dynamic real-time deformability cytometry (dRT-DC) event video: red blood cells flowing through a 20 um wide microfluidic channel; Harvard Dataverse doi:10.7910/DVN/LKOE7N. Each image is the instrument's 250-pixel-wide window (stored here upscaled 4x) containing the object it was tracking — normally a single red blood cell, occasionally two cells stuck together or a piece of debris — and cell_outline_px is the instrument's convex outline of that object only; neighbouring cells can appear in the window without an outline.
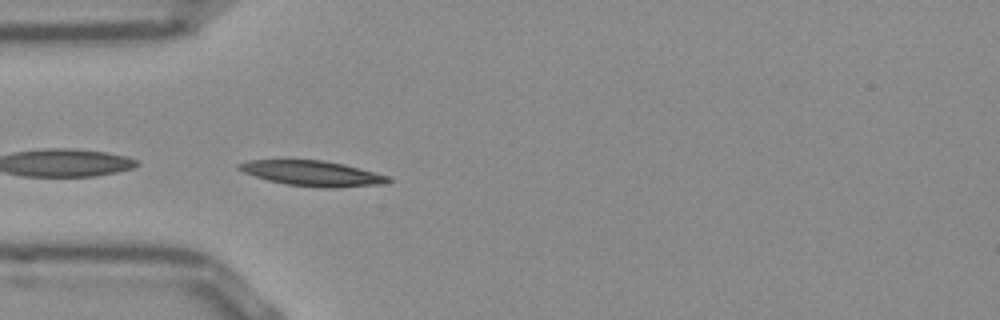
{"species": "Egyptian fruit bat (a non-hibernating species)", "species_latin": "Rousettus aegyptiacus", "temperature_condition": "room temperature", "stored_images_in_passage": 24, "camera_frame_rate_fps": 3000, "um_per_image_px": 0.085, "frame": {"image": 1, "passage_image": 1, "time_ms": 0.0, "image_size_px": [1000, 320], "cell_outline_px": [[392, 180], [384, 184], [332, 188], [320, 188], [284, 184], [268, 180], [244, 172], [236, 168], [236, 164], [248, 160], [324, 160], [344, 164], [388, 176]], "centroid_in_image_um": [26.53, 14.74], "position_along_channel_um": 58.5, "area_um2": 21.96}}
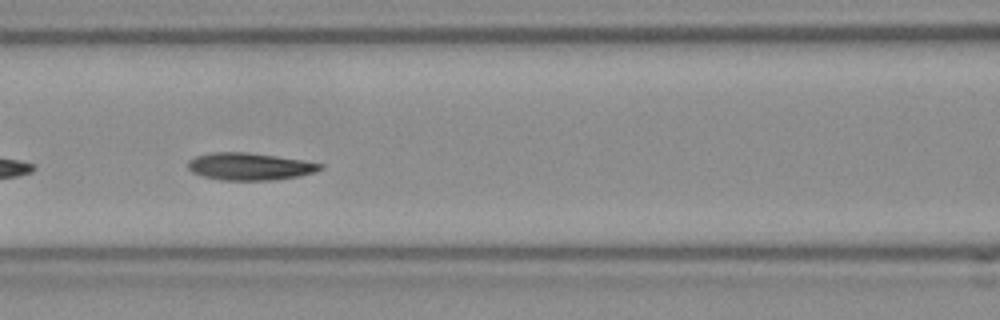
{"frame": {"image": 2, "passage_image": 8, "time_ms": 2.333, "image_size_px": [1000, 320], "cell_outline_px": [[324, 168], [300, 176], [276, 180], [220, 180], [204, 176], [192, 172], [188, 168], [188, 160], [196, 156], [212, 152], [248, 152], [276, 156], [324, 164]], "centroid_in_image_um": [21.21, 14.15], "position_along_channel_um": 145.4, "area_um2": 20.98}}
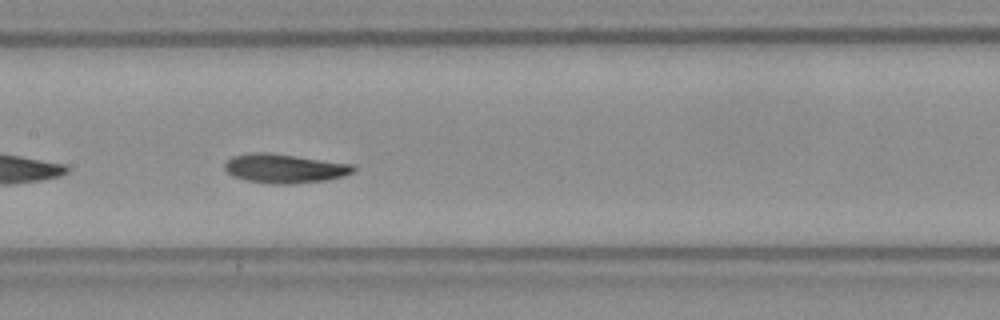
{"frame": {"image": 3, "passage_image": 11, "time_ms": 3.333, "image_size_px": [1000, 320], "cell_outline_px": [[356, 168], [352, 172], [344, 176], [328, 180], [292, 184], [272, 184], [244, 180], [232, 176], [224, 168], [224, 164], [232, 156], [256, 152], [268, 152], [356, 164]], "centroid_in_image_um": [24.21, 14.32], "position_along_channel_um": 183.2, "area_um2": 22.08}}